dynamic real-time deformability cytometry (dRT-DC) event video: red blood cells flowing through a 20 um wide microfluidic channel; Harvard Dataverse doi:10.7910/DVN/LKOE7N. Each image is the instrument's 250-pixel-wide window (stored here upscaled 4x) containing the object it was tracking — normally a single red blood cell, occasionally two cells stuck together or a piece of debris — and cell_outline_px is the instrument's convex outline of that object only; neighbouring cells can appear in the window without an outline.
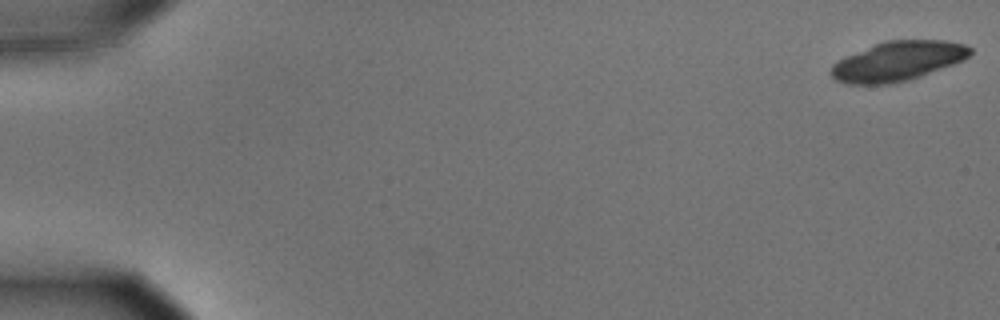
{"species": "common noctule bat (a hibernating species)", "species_latin": "Nyctalus noctula", "temperature_condition": "cold", "stored_images_in_passage": 22, "camera_frame_rate_fps": 3000, "um_per_image_px": 0.085, "animal": {"sex": "male", "body_mass_g": 15.6}, "frame": {"image": 1, "passage_image": 1, "time_ms": 0.0, "image_size_px": [1000, 320], "cell_outline_px": [[972, 52], [964, 60], [920, 76], [908, 80], [892, 84], [848, 84], [836, 80], [832, 76], [832, 64], [848, 56], [876, 44], [888, 40], [944, 40], [964, 44], [972, 48]], "centroid_in_image_um": [76.35, 5.2], "position_along_channel_um": 8.6, "area_um2": 31.56}}